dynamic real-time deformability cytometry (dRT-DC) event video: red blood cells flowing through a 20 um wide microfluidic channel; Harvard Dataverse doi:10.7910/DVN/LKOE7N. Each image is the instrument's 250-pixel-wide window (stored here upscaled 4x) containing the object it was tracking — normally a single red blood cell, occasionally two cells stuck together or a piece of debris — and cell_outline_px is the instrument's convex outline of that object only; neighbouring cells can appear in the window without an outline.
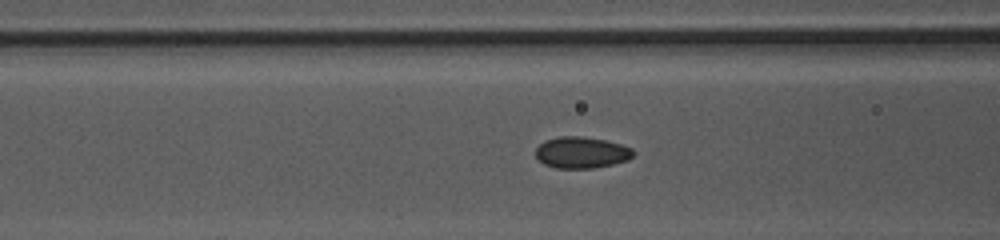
{"species": "common noctule bat (a hibernating species)", "species_latin": "Nyctalus noctula", "temperature_condition": "warm", "stored_images_in_passage": 39, "camera_frame_rate_fps": 3000, "um_per_image_px": 0.085, "animal": {"sex": "female", "body_mass_g": 10.0, "forearm_length_mm": 53.1}, "frame": {"image": 1, "passage_image": 10, "time_ms": 3.0, "image_size_px": [1000, 240], "cell_outline_px": [[636, 152], [628, 160], [596, 168], [556, 168], [544, 164], [536, 156], [536, 148], [544, 140], [560, 136], [580, 136], [604, 140], [620, 144], [632, 148]], "centroid_in_image_um": [49.43, 12.96], "position_along_channel_um": 117.2, "area_um2": 17.86}}
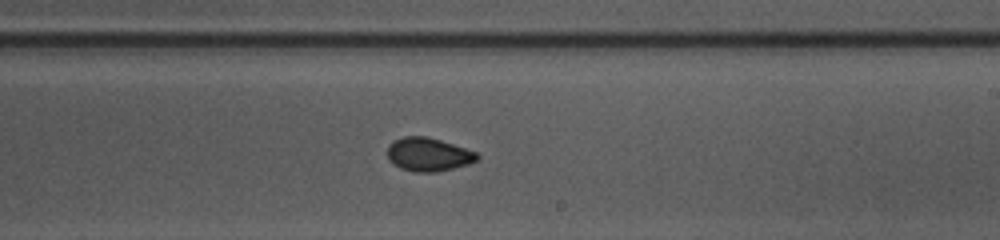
{"frame": {"image": 2, "passage_image": 20, "time_ms": 6.333, "image_size_px": [1000, 240], "cell_outline_px": [[480, 156], [476, 160], [468, 164], [436, 172], [416, 172], [400, 168], [392, 164], [388, 160], [388, 144], [392, 140], [404, 136], [428, 136], [476, 152]], "centroid_in_image_um": [36.36, 13.12], "position_along_channel_um": 252.6, "area_um2": 17.51}}
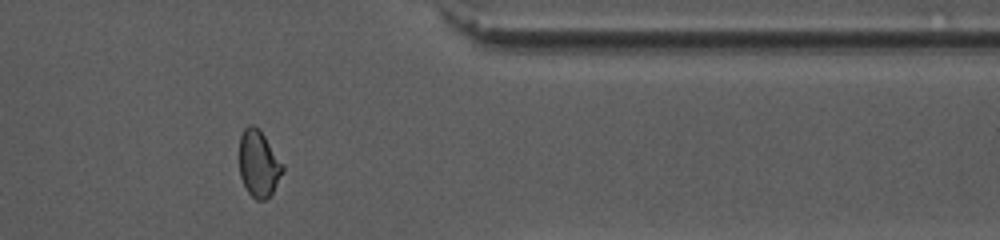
{"frame": {"image": 3, "passage_image": 31, "time_ms": 10.0, "image_size_px": [1000, 240], "cell_outline_px": [[284, 172], [272, 192], [264, 200], [256, 200], [248, 192], [240, 176], [240, 136], [244, 128], [248, 124], [252, 124], [260, 128], [284, 164]], "centroid_in_image_um": [22.01, 13.87], "position_along_channel_um": 389.4, "area_um2": 16.99}}